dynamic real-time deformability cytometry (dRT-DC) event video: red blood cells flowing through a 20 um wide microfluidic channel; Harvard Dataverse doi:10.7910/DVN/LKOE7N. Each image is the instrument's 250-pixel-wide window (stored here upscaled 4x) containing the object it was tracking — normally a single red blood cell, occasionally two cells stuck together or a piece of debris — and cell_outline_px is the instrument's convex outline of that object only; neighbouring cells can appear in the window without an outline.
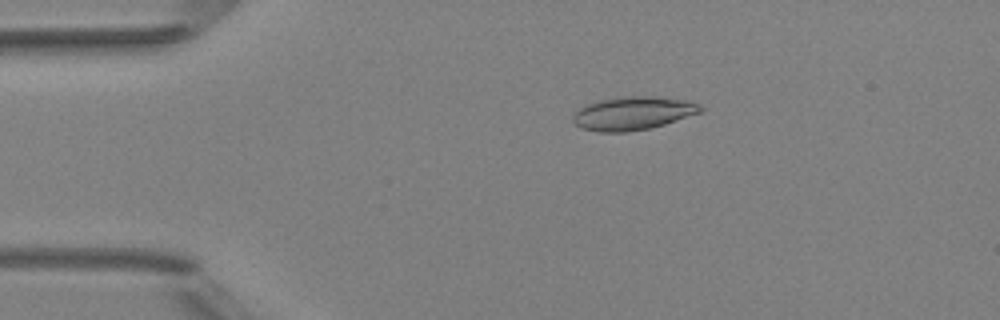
{"species": "Egyptian fruit bat (a non-hibernating species)", "species_latin": "Rousettus aegyptiacus", "temperature_condition": "room temperature", "stored_images_in_passage": 5, "camera_frame_rate_fps": 3000, "um_per_image_px": 0.085, "animal": {"sex": "female"}, "frame": {"image": 1, "passage_image": 3, "time_ms": 3.0, "image_size_px": [1000, 320], "cell_outline_px": [[704, 112], [664, 124], [648, 128], [628, 132], [600, 132], [584, 128], [576, 124], [572, 120], [572, 116], [584, 104], [596, 100], [616, 96], [656, 96], [684, 100], [700, 104], [704, 108]], "centroid_in_image_um": [53.81, 9.61], "position_along_channel_um": 31.2, "area_um2": 25.03}}
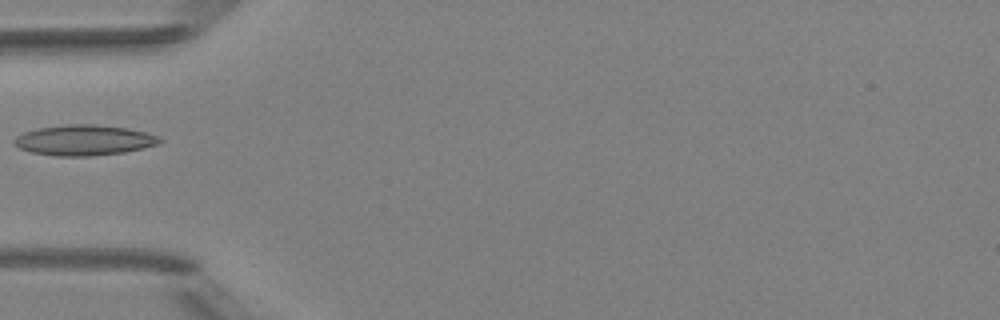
{"frame": {"image": 2, "passage_image": 5, "time_ms": 5.333, "image_size_px": [1000, 320], "cell_outline_px": [[164, 140], [160, 144], [144, 148], [124, 152], [92, 156], [56, 156], [32, 152], [20, 148], [12, 144], [12, 140], [16, 136], [24, 132], [40, 128], [68, 124], [92, 124], [128, 128], [160, 136]], "centroid_in_image_um": [7.17, 11.92], "position_along_channel_um": 77.8, "area_um2": 25.95}}